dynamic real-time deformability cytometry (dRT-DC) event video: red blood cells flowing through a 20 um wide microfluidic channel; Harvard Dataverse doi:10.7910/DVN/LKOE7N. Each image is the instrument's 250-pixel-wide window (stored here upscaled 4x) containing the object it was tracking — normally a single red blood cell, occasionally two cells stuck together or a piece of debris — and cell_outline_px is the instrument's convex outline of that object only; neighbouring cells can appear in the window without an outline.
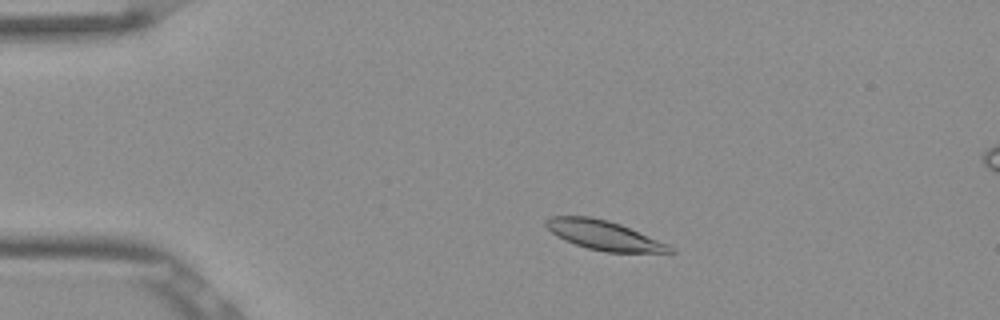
{"species": "Egyptian fruit bat (a non-hibernating species)", "species_latin": "Rousettus aegyptiacus", "temperature_condition": "room temperature", "stored_images_in_passage": 51, "camera_frame_rate_fps": 3000, "um_per_image_px": 0.085, "frame": {"image": 1, "passage_image": 8, "time_ms": 2.333, "image_size_px": [1000, 320], "cell_outline_px": [[676, 252], [604, 252], [588, 248], [564, 240], [556, 236], [544, 224], [544, 220], [552, 216], [588, 216], [608, 220], [620, 224], [668, 244]], "centroid_in_image_um": [51.29, 19.99], "position_along_channel_um": 33.7, "area_um2": 20.98}}
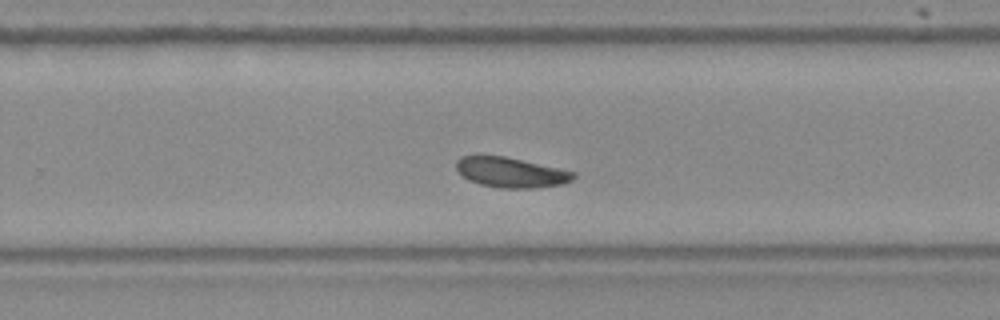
{"frame": {"image": 2, "passage_image": 32, "time_ms": 10.333, "image_size_px": [1000, 320], "cell_outline_px": [[576, 176], [572, 180], [560, 184], [536, 188], [500, 188], [480, 184], [468, 180], [456, 168], [456, 160], [460, 156], [504, 156], [576, 172]], "centroid_in_image_um": [43.42, 14.66], "position_along_channel_um": 286.4, "area_um2": 20.35}}
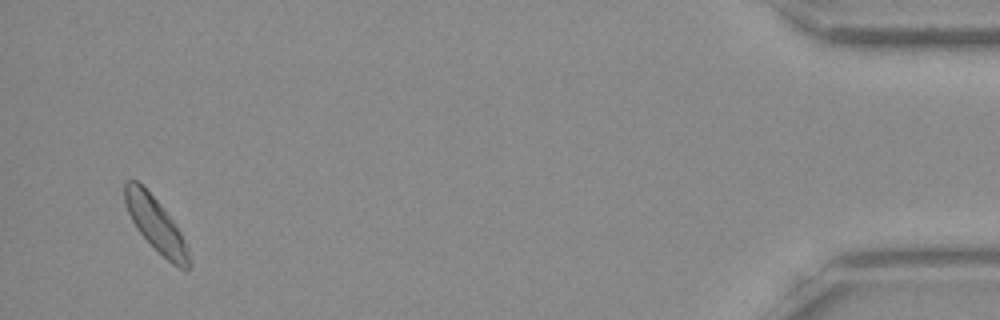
{"frame": {"image": 3, "passage_image": 49, "time_ms": 16.0, "image_size_px": [1000, 320], "cell_outline_px": [[192, 264], [184, 272], [172, 264], [136, 228], [124, 204], [124, 184], [128, 180], [136, 180], [160, 204], [172, 220], [188, 244]], "centroid_in_image_um": [13.28, 19.13], "position_along_channel_um": 421.9, "area_um2": 19.94}, "authors_computed_cell_mechanics": {"area_um2": 20.9814, "velocity_mm_per_s": 3.7744, "shape_relaxation_time_tau1_ms": 2.8372, "shape_relaxation_time_tau2_ms": 5.6484, "deformation_change_tau1": 0.0782, "deformation_change_tau2": 0.0911}}